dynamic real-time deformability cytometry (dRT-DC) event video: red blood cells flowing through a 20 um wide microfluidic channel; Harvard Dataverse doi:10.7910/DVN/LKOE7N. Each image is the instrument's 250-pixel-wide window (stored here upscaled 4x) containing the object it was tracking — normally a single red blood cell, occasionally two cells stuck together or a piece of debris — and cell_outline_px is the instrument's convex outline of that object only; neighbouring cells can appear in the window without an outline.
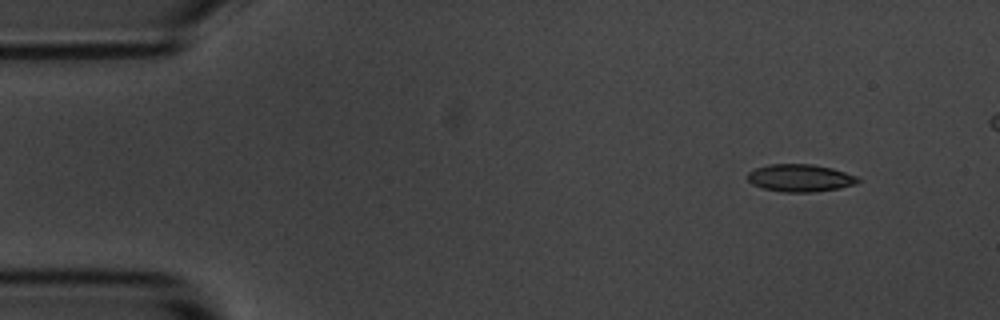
{"species": "common noctule bat (a hibernating species)", "species_latin": "Nyctalus noctula", "temperature_condition": "room temperature", "stored_images_in_passage": 5, "camera_frame_rate_fps": 3000, "um_per_image_px": 0.085, "animal": {"sex": "male", "body_mass_g": 20.1, "forearm_length_mm": 53.5}, "frame": {"image": 1, "passage_image": 1, "time_ms": 0.0, "image_size_px": [1000, 320], "cell_outline_px": [[860, 180], [856, 184], [840, 188], [816, 192], [784, 192], [764, 188], [752, 184], [748, 180], [748, 172], [756, 168], [768, 164], [812, 164], [832, 168], [860, 176]], "centroid_in_image_um": [68.06, 15.12], "position_along_channel_um": 16.9, "area_um2": 17.8}}